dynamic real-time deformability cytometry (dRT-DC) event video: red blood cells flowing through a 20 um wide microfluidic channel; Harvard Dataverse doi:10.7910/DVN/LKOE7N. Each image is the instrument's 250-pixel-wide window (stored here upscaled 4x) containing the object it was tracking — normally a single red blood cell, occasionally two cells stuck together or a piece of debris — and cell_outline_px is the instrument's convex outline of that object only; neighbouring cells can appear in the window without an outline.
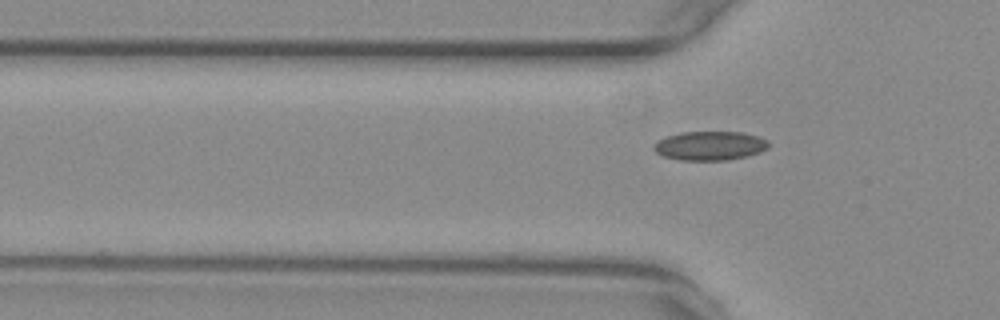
{"species": "common noctule bat (a hibernating species)", "species_latin": "Nyctalus noctula", "temperature_condition": "warm", "stored_images_in_passage": 2, "camera_frame_rate_fps": 3000, "um_per_image_px": 0.085, "animal": {"sex": "female", "body_mass_g": 29.2, "forearm_length_mm": 56.3}, "frame": {"image": 1, "passage_image": 2, "time_ms": 0.333, "image_size_px": [1000, 320], "cell_outline_px": [[768, 148], [760, 152], [728, 160], [680, 160], [664, 156], [656, 152], [652, 148], [652, 144], [664, 136], [680, 132], [740, 132], [760, 136], [768, 140]], "centroid_in_image_um": [60.31, 12.38], "position_along_channel_um": 65.5, "area_um2": 19.54}}